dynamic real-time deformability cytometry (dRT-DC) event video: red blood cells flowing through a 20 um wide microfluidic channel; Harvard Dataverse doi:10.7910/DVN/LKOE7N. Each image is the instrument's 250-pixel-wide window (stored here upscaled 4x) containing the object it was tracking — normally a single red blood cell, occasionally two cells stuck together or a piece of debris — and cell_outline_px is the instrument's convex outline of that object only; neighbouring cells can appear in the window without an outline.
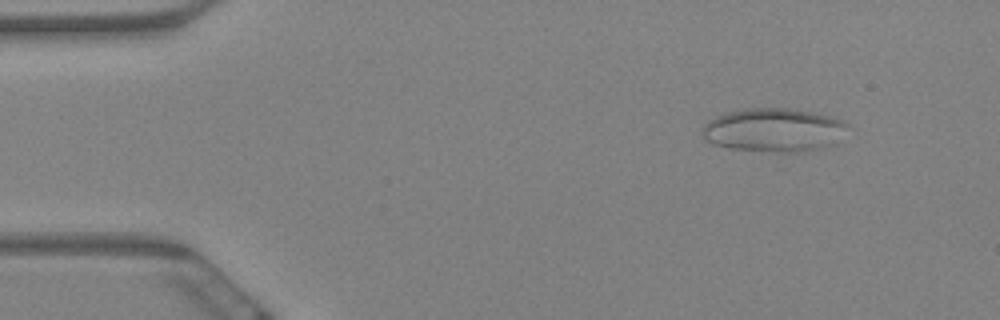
{"species": "Egyptian fruit bat (a non-hibernating species)", "species_latin": "Rousettus aegyptiacus", "temperature_condition": "warm", "stored_images_in_passage": 4, "camera_frame_rate_fps": 3000, "um_per_image_px": 0.085, "animal": {"sex": "female"}, "frame": {"image": 1, "passage_image": 1, "time_ms": 0.0, "image_size_px": [1000, 320], "cell_outline_px": [[848, 124], [836, 144], [808, 152], [776, 152], [728, 148], [712, 144], [704, 140], [704, 124], [708, 120], [716, 116], [728, 112], [744, 108], [788, 108], [832, 116], [844, 120]], "centroid_in_image_um": [65.79, 11.06], "position_along_channel_um": 19.2, "area_um2": 37.17}}